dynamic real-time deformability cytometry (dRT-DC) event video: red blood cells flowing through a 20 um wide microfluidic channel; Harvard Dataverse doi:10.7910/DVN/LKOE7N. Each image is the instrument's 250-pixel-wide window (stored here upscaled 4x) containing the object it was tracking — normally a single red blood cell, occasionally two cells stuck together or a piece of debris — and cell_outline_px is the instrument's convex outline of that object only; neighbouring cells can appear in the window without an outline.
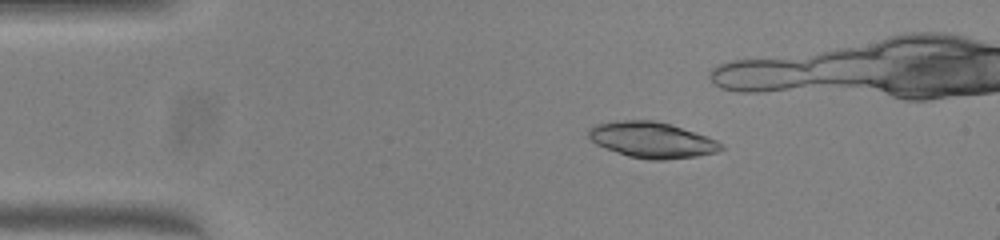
{"species": "common noctule bat (a hibernating species)", "species_latin": "Nyctalus noctula", "temperature_condition": "warm", "stored_images_in_passage": 40, "camera_frame_rate_fps": 3000, "um_per_image_px": 0.085, "animal": {"sex": "female", "body_mass_g": 23.0, "forearm_length_mm": 53.4}, "frame": {"image": 1, "passage_image": 9, "time_ms": 2.667, "image_size_px": [1000, 240], "cell_outline_px": [[724, 148], [716, 152], [696, 156], [664, 160], [652, 160], [628, 156], [596, 144], [588, 136], [588, 128], [596, 124], [624, 120], [652, 120], [672, 124], [708, 136], [724, 144]], "centroid_in_image_um": [55.45, 11.89], "position_along_channel_um": 29.6, "area_um2": 27.63}}
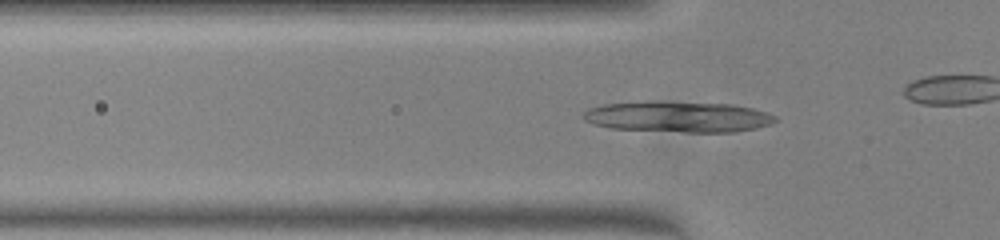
{"frame": {"image": 2, "passage_image": 16, "time_ms": 5.0, "image_size_px": [1000, 240], "cell_outline_px": [[780, 120], [772, 124], [756, 128], [736, 132], [684, 132], [612, 128], [596, 124], [584, 120], [580, 116], [588, 108], [604, 104], [732, 104], [752, 108], [776, 116]], "centroid_in_image_um": [57.72, 9.98], "position_along_channel_um": 68.1, "area_um2": 33.12}}